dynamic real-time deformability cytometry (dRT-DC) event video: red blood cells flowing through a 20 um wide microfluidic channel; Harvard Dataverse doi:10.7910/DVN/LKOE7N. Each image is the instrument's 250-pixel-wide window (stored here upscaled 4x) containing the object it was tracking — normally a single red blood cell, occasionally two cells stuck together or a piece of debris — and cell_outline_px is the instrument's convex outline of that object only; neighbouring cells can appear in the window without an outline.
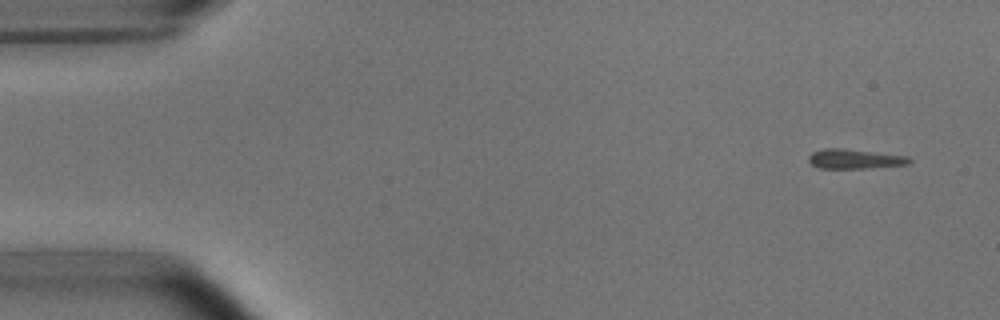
{"species": "common noctule bat (a hibernating species)", "species_latin": "Nyctalus noctula", "temperature_condition": "room temperature", "stored_images_in_passage": 4, "camera_frame_rate_fps": 3000, "um_per_image_px": 0.085, "animal": {"sex": "male", "body_mass_g": 15.6}, "frame": {"image": 1, "passage_image": 1, "time_ms": 0.0, "image_size_px": [1000, 320], "cell_outline_px": [[912, 160], [908, 164], [864, 168], [820, 168], [812, 164], [808, 160], [808, 156], [812, 152], [824, 148], [840, 148], [908, 156]], "centroid_in_image_um": [72.62, 13.5], "position_along_channel_um": 12.4, "area_um2": 11.33}}
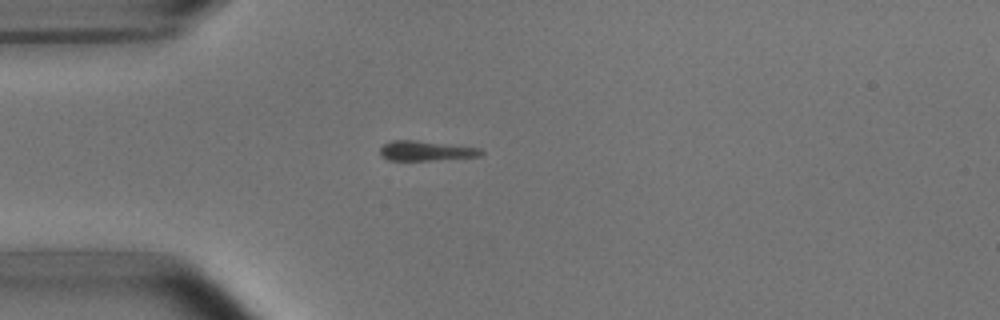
{"frame": {"image": 2, "passage_image": 4, "time_ms": 3.667, "image_size_px": [1000, 320], "cell_outline_px": [[484, 152], [480, 156], [432, 160], [388, 160], [380, 156], [380, 148], [384, 144], [392, 140], [416, 140], [480, 148]], "centroid_in_image_um": [36.17, 12.82], "position_along_channel_um": 48.8, "area_um2": 11.62}}